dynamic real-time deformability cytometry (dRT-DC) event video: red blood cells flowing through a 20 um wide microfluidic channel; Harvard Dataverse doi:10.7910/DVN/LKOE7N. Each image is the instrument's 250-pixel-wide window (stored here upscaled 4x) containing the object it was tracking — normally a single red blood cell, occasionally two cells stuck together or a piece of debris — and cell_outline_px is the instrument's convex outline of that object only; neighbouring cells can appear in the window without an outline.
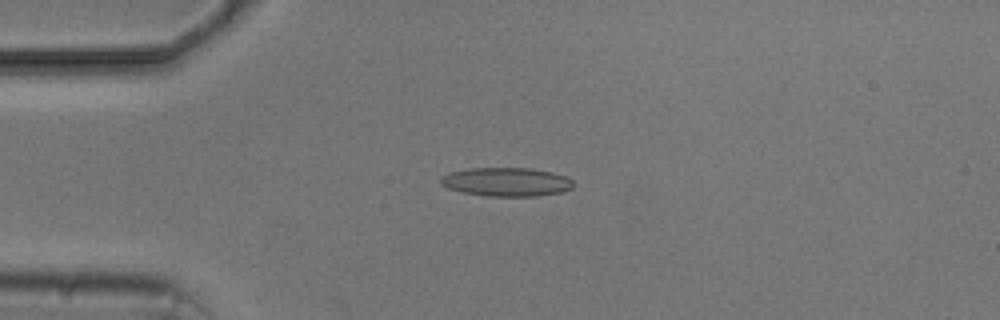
{"species": "common noctule bat (a hibernating species)", "species_latin": "Nyctalus noctula", "temperature_condition": "cold", "stored_images_in_passage": 5, "camera_frame_rate_fps": 3000, "um_per_image_px": 0.085, "animal": {"sex": "male", "body_mass_g": 20.5, "forearm_length_mm": 52.5}, "frame": {"image": 1, "passage_image": 1, "time_ms": 0.0, "image_size_px": [1000, 320], "cell_outline_px": [[572, 188], [560, 192], [536, 196], [488, 196], [464, 192], [448, 188], [440, 184], [440, 176], [448, 172], [468, 168], [532, 168], [552, 172], [568, 176], [572, 180]], "centroid_in_image_um": [43.03, 15.45], "position_along_channel_um": 42.0, "area_um2": 22.31}}
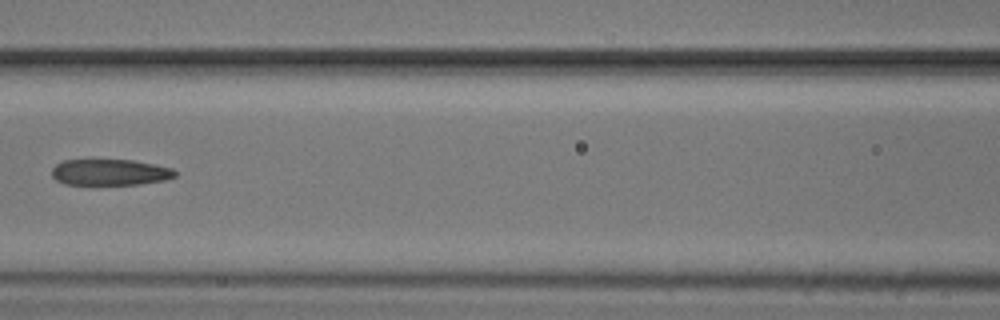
{"frame": {"image": 2, "passage_image": 4, "time_ms": 3.667, "image_size_px": [1000, 320], "cell_outline_px": [[176, 176], [164, 180], [140, 184], [64, 184], [56, 180], [52, 176], [52, 168], [56, 164], [64, 160], [132, 160], [156, 164], [172, 168], [176, 172]], "centroid_in_image_um": [9.35, 14.64], "position_along_channel_um": 157.2, "area_um2": 18.73}}
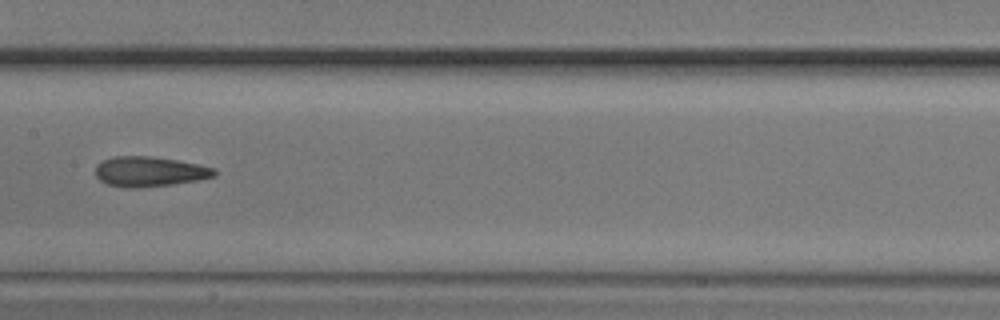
{"frame": {"image": 3, "passage_image": 5, "time_ms": 4.667, "image_size_px": [1000, 320], "cell_outline_px": [[216, 176], [196, 180], [172, 184], [136, 188], [128, 188], [108, 184], [100, 180], [96, 176], [96, 164], [112, 156], [152, 156], [200, 164], [216, 168]], "centroid_in_image_um": [12.72, 14.57], "position_along_channel_um": 194.7, "area_um2": 20.81}}